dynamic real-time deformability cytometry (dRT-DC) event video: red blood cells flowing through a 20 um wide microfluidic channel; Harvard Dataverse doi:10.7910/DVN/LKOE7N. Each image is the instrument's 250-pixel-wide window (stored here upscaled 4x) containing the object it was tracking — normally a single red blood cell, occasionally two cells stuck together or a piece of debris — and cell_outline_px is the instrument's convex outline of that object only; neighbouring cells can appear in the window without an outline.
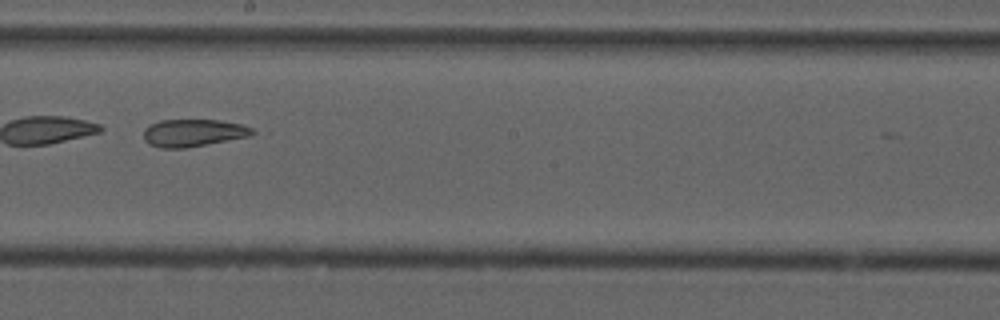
{"species": "common noctule bat (a hibernating species)", "species_latin": "Nyctalus noctula", "temperature_condition": "cold", "stored_images_in_passage": 36, "camera_frame_rate_fps": 3000, "um_per_image_px": 0.085, "animal": {"sex": "male", "forearm_length_mm": 52.5}, "frame": {"image": 1, "passage_image": 16, "time_ms": 5.0, "image_size_px": [1000, 320], "cell_outline_px": [[260, 132], [252, 136], [184, 148], [160, 148], [148, 144], [144, 140], [144, 128], [160, 120], [220, 120], [240, 124], [252, 128]], "centroid_in_image_um": [16.46, 11.3], "position_along_channel_um": 231.7, "area_um2": 17.51}, "authors_computed_cell_mechanics": {"area_um2": 18.6694, "velocity_mm_per_s": 3.7314, "shape_relaxation_time_tau1_ms": null, "shape_relaxation_time_tau2_ms": 4.799, "deformation_change_tau1": null, "deformation_change_tau2": 0.1097}}